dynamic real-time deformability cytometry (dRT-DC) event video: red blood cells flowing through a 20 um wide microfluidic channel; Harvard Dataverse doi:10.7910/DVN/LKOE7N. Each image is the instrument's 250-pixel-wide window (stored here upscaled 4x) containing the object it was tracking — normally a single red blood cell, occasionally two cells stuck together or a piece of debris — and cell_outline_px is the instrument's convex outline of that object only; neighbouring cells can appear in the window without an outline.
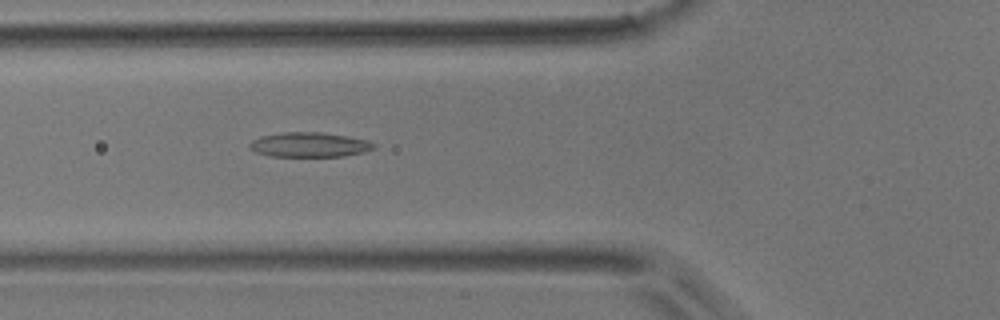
{"species": "common noctule bat (a hibernating species)", "species_latin": "Nyctalus noctula", "temperature_condition": "room temperature", "stored_images_in_passage": 39, "camera_frame_rate_fps": 3000, "um_per_image_px": 0.085, "animal": {"sex": "male", "body_mass_g": 17.9}, "frame": {"image": 1, "passage_image": 7, "time_ms": 2.0, "image_size_px": [1000, 320], "cell_outline_px": [[376, 148], [364, 152], [344, 156], [268, 156], [256, 152], [248, 148], [248, 144], [252, 140], [260, 136], [284, 132], [320, 132], [348, 136], [368, 140], [376, 144]], "centroid_in_image_um": [26.3, 12.3], "position_along_channel_um": 99.5, "area_um2": 18.03}}
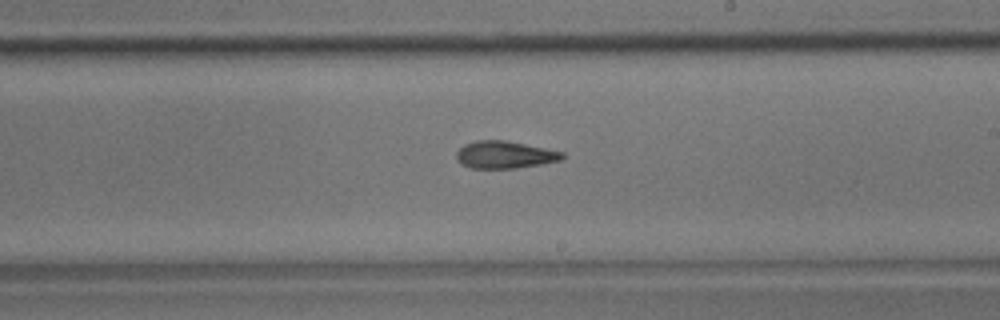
{"frame": {"image": 2, "passage_image": 18, "time_ms": 5.667, "image_size_px": [1000, 320], "cell_outline_px": [[564, 156], [560, 160], [540, 164], [516, 168], [472, 168], [460, 164], [456, 160], [456, 152], [464, 144], [476, 140], [504, 140], [564, 152]], "centroid_in_image_um": [42.85, 13.15], "position_along_channel_um": 246.2, "area_um2": 16.76}}
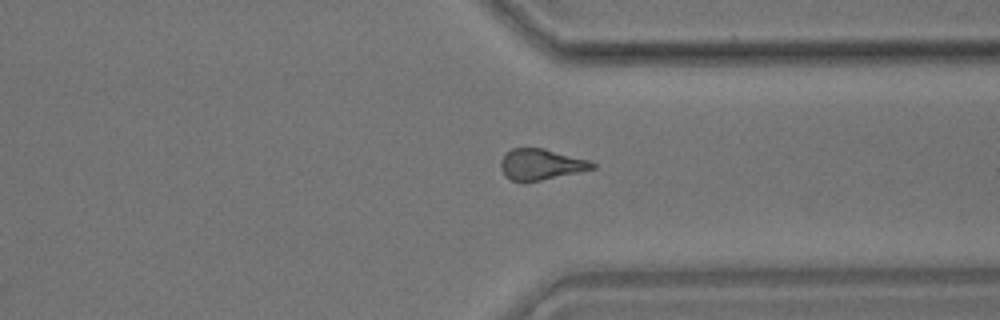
{"frame": {"image": 3, "passage_image": 27, "time_ms": 8.667, "image_size_px": [1000, 320], "cell_outline_px": [[596, 168], [580, 172], [540, 180], [508, 180], [504, 176], [500, 168], [500, 160], [512, 148], [544, 148], [588, 160], [596, 164]], "centroid_in_image_um": [45.97, 13.96], "position_along_channel_um": 365.4, "area_um2": 16.36}, "authors_computed_cell_mechanics": {"area_um2": 16.762, "velocity_mm_per_s": 3.9911, "shape_relaxation_time_tau1_ms": null, "shape_relaxation_time_tau2_ms": 6.8373, "deformation_change_tau1": null, "deformation_change_tau2": 0.1859}}